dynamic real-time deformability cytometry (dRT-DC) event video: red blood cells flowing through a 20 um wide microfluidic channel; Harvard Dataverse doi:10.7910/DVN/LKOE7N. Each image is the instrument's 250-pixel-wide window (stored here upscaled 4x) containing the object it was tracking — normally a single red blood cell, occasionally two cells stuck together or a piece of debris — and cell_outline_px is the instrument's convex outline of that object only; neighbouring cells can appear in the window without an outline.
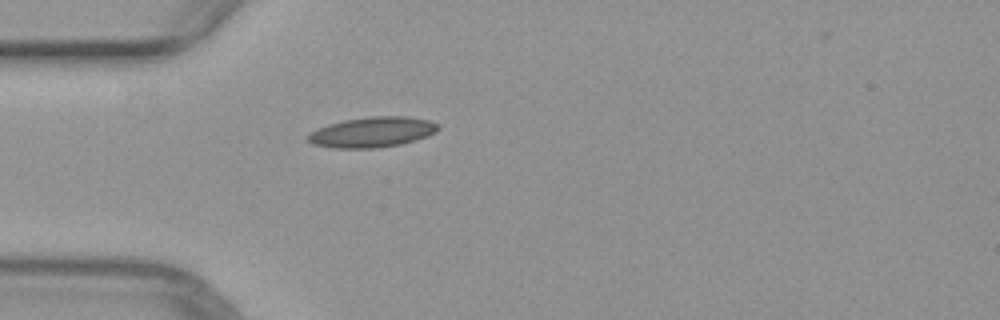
{"species": "common noctule bat (a hibernating species)", "species_latin": "Nyctalus noctula", "temperature_condition": "warm", "stored_images_in_passage": 37, "camera_frame_rate_fps": 3000, "um_per_image_px": 0.085, "animal": {"sex": "female", "body_mass_g": 29.2, "forearm_length_mm": 56.3}, "frame": {"image": 1, "passage_image": 1, "time_ms": 0.0, "image_size_px": [1000, 320], "cell_outline_px": [[440, 128], [436, 132], [428, 136], [400, 144], [376, 148], [332, 148], [312, 144], [308, 140], [308, 136], [312, 132], [328, 124], [344, 120], [368, 116], [408, 116], [428, 120], [440, 124]], "centroid_in_image_um": [31.68, 11.22], "position_along_channel_um": 53.3, "area_um2": 23.0}}
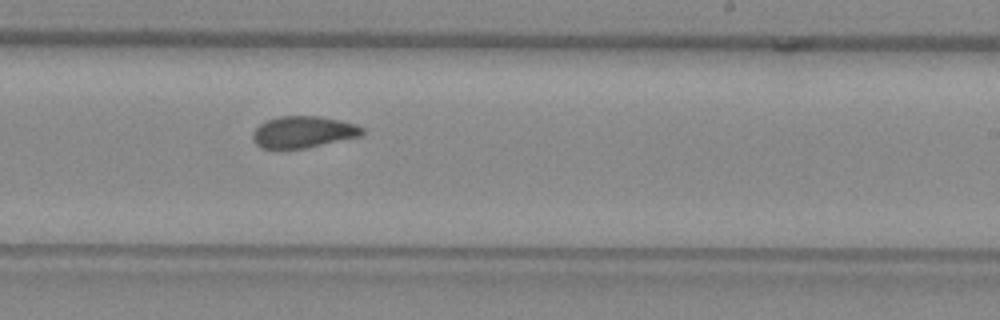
{"frame": {"image": 2, "passage_image": 17, "time_ms": 5.333, "image_size_px": [1000, 320], "cell_outline_px": [[364, 132], [360, 136], [304, 148], [260, 148], [252, 140], [252, 132], [264, 120], [280, 116], [320, 116], [340, 120], [356, 124], [364, 128]], "centroid_in_image_um": [25.75, 11.2], "position_along_channel_um": 263.3, "area_um2": 20.17}}
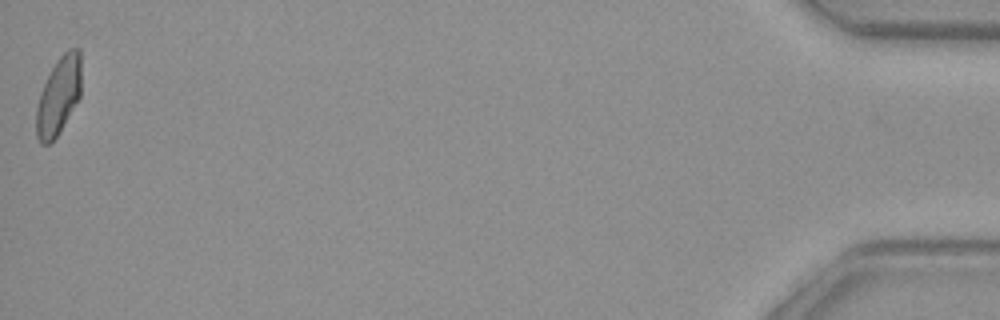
{"frame": {"image": 3, "passage_image": 37, "time_ms": 12.0, "image_size_px": [1000, 320], "cell_outline_px": [[80, 96], [56, 136], [48, 144], [40, 144], [36, 136], [36, 108], [40, 92], [56, 60], [68, 48], [76, 48], [80, 52]], "centroid_in_image_um": [4.96, 8.14], "position_along_channel_um": 430.2, "area_um2": 20.0}}